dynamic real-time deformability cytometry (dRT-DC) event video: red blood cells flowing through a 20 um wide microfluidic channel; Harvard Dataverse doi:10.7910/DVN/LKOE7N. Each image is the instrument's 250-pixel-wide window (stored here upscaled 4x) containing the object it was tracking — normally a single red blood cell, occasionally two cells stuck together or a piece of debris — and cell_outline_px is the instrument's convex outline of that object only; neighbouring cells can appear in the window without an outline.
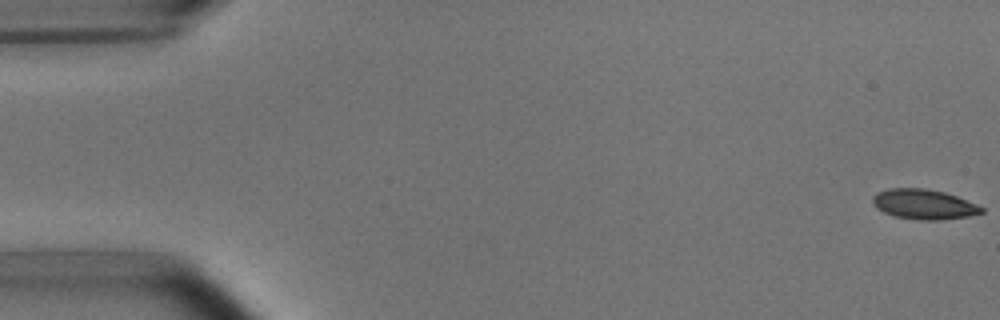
{"species": "common noctule bat (a hibernating species)", "species_latin": "Nyctalus noctula", "temperature_condition": "room temperature", "stored_images_in_passage": 52, "camera_frame_rate_fps": 3000, "um_per_image_px": 0.085, "animal": {"sex": "male", "body_mass_g": 15.6}, "frame": {"image": 1, "passage_image": 1, "time_ms": 0.0, "image_size_px": [1000, 320], "cell_outline_px": [[984, 212], [968, 216], [936, 220], [920, 220], [892, 216], [876, 208], [872, 204], [872, 196], [876, 192], [888, 188], [924, 188], [944, 192], [956, 196], [976, 204], [984, 208]], "centroid_in_image_um": [78.47, 17.36], "position_along_channel_um": 6.5, "area_um2": 19.07}}
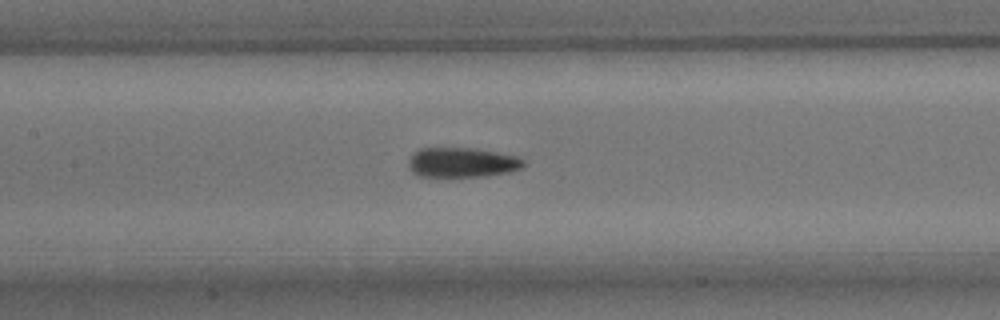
{"frame": {"image": 2, "passage_image": 25, "time_ms": 8.0, "image_size_px": [1000, 320], "cell_outline_px": [[524, 164], [520, 168], [508, 172], [484, 176], [416, 176], [408, 168], [408, 160], [420, 148], [476, 148], [516, 156], [524, 160]], "centroid_in_image_um": [39.24, 13.81], "position_along_channel_um": 168.2, "area_um2": 19.83}}
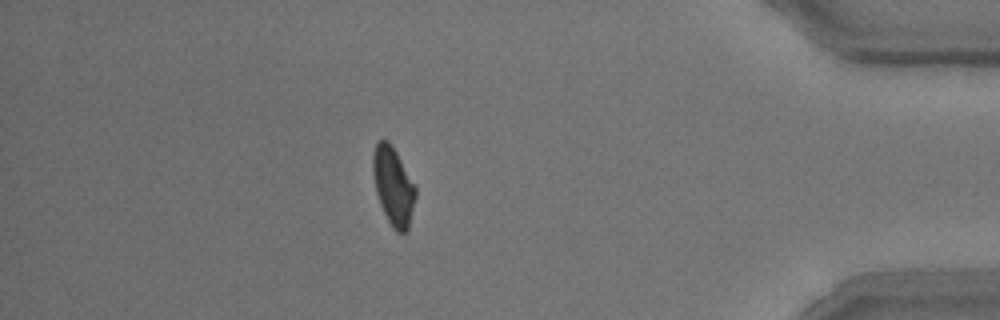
{"frame": {"image": 3, "passage_image": 47, "time_ms": 15.333, "image_size_px": [1000, 320], "cell_outline_px": [[416, 196], [408, 228], [404, 232], [396, 232], [392, 228], [380, 204], [376, 192], [372, 172], [372, 152], [376, 144], [384, 136], [392, 144], [416, 188]], "centroid_in_image_um": [33.4, 15.77], "position_along_channel_um": 401.8, "area_um2": 19.42}, "authors_computed_cell_mechanics": {"area_um2": 19.7098, "velocity_mm_per_s": 3.7603, "shape_relaxation_time_tau1_ms": 3.7607, "shape_relaxation_time_tau2_ms": 2.0472, "deformation_change_tau1": 0.1442, "deformation_change_tau2": 0.0915}}